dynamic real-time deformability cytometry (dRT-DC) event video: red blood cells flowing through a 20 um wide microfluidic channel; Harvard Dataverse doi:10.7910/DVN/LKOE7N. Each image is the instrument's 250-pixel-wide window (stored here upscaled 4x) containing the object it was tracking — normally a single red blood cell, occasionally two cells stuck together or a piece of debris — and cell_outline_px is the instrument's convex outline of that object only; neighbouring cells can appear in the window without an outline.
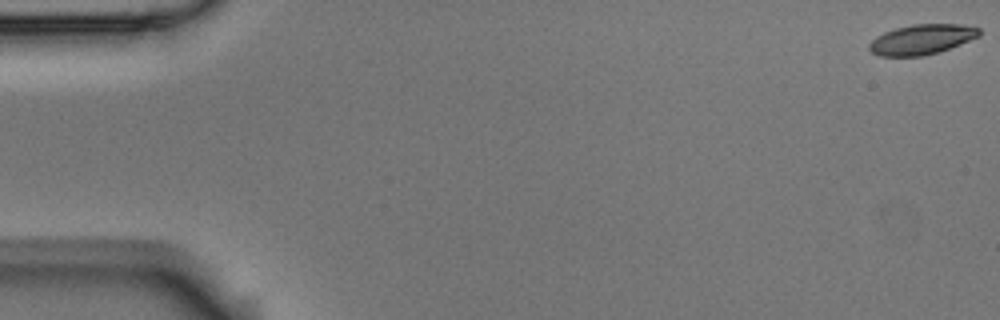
{"species": "Egyptian fruit bat (a non-hibernating species)", "species_latin": "Rousettus aegyptiacus", "temperature_condition": "room temperature", "stored_images_in_passage": 58, "camera_frame_rate_fps": 3000, "um_per_image_px": 0.085, "animal": {"sex": "male"}, "frame": {"image": 1, "passage_image": 1, "time_ms": 0.0, "image_size_px": [1000, 320], "cell_outline_px": [[980, 36], [940, 52], [924, 56], [880, 56], [872, 52], [868, 48], [868, 44], [876, 36], [884, 32], [896, 28], [912, 24], [960, 24], [980, 28]], "centroid_in_image_um": [78.34, 3.35], "position_along_channel_um": 6.7, "area_um2": 19.36}}
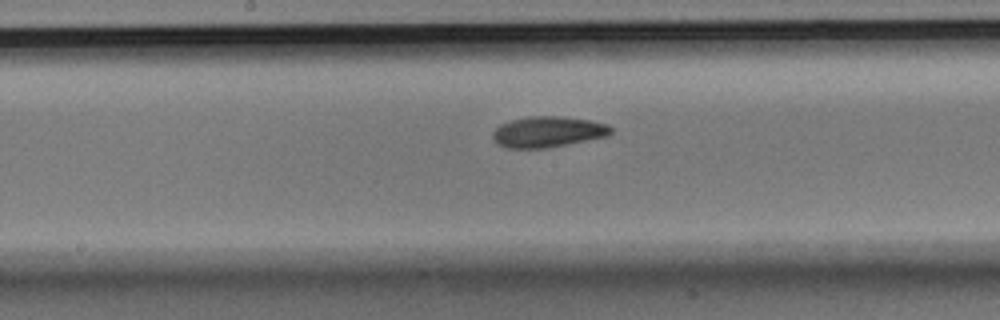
{"frame": {"image": 2, "passage_image": 30, "time_ms": 9.667, "image_size_px": [1000, 320], "cell_outline_px": [[612, 132], [608, 136], [548, 148], [508, 148], [496, 144], [492, 140], [492, 132], [500, 124], [512, 120], [528, 116], [564, 116], [588, 120], [608, 124], [612, 128]], "centroid_in_image_um": [46.55, 11.21], "position_along_channel_um": 201.7, "area_um2": 21.44}}
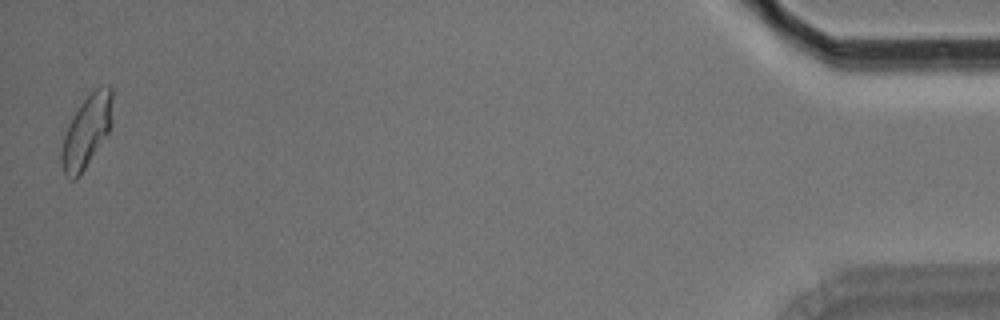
{"frame": {"image": 3, "passage_image": 57, "time_ms": 18.667, "image_size_px": [1000, 320], "cell_outline_px": [[112, 120], [108, 132], [76, 180], [68, 180], [64, 172], [60, 160], [60, 152], [64, 136], [68, 124], [84, 100], [96, 88], [104, 84], [108, 84], [112, 88]], "centroid_in_image_um": [7.35, 11.16], "position_along_channel_um": 427.8, "area_um2": 21.1}, "authors_computed_cell_mechanics": {"area_um2": 20.6346, "velocity_mm_per_s": 3.5232, "shape_relaxation_time_tau1_ms": 4.1306, "shape_relaxation_time_tau2_ms": 3.6885, "deformation_change_tau1": 0.1471, "deformation_change_tau2": 0.0951}}